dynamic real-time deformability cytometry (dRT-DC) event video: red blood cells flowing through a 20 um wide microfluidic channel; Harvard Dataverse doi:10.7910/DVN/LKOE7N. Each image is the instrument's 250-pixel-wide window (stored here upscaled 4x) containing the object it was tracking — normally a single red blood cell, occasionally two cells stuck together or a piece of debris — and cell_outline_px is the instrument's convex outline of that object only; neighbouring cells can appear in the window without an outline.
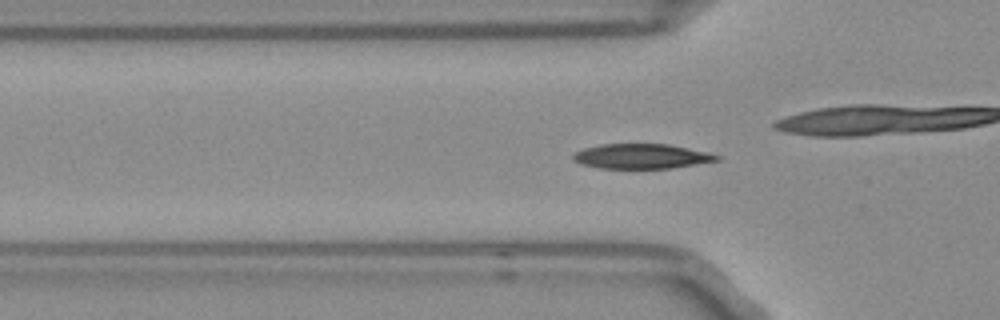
{"species": "Egyptian fruit bat (a non-hibernating species)", "species_latin": "Rousettus aegyptiacus", "temperature_condition": "room temperature", "stored_images_in_passage": 54, "camera_frame_rate_fps": 3000, "um_per_image_px": 0.085, "frame": {"image": 1, "passage_image": 16, "time_ms": 5.0, "image_size_px": [1000, 320], "cell_outline_px": [[720, 160], [672, 168], [600, 168], [580, 164], [572, 160], [572, 156], [576, 152], [584, 148], [600, 144], [668, 144], [708, 152], [720, 156]], "centroid_in_image_um": [54.51, 13.28], "position_along_channel_um": 71.3, "area_um2": 20.75}, "authors_computed_cell_mechanics": {"area_um2": 20.6924, "velocity_mm_per_s": 3.7339, "shape_relaxation_time_tau1_ms": 3.4009, "shape_relaxation_time_tau2_ms": 2.0394, "deformation_change_tau1": 0.1588, "deformation_change_tau2": 0.0678}}